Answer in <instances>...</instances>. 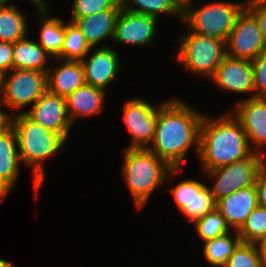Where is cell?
Returning a JSON list of instances; mask_svg holds the SVG:
<instances>
[{
  "mask_svg": "<svg viewBox=\"0 0 266 267\" xmlns=\"http://www.w3.org/2000/svg\"><path fill=\"white\" fill-rule=\"evenodd\" d=\"M203 116L177 97L161 103L157 108L155 136L148 149L170 168H180L193 145L199 155Z\"/></svg>",
  "mask_w": 266,
  "mask_h": 267,
  "instance_id": "obj_1",
  "label": "cell"
},
{
  "mask_svg": "<svg viewBox=\"0 0 266 267\" xmlns=\"http://www.w3.org/2000/svg\"><path fill=\"white\" fill-rule=\"evenodd\" d=\"M204 115L200 125L199 160L205 171L230 165L252 153L240 121L229 111L216 119Z\"/></svg>",
  "mask_w": 266,
  "mask_h": 267,
  "instance_id": "obj_2",
  "label": "cell"
},
{
  "mask_svg": "<svg viewBox=\"0 0 266 267\" xmlns=\"http://www.w3.org/2000/svg\"><path fill=\"white\" fill-rule=\"evenodd\" d=\"M10 124L17 137L20 161L33 170V187L36 195L45 179L43 160L53 157L67 141L60 134L34 122L21 111L11 116Z\"/></svg>",
  "mask_w": 266,
  "mask_h": 267,
  "instance_id": "obj_3",
  "label": "cell"
},
{
  "mask_svg": "<svg viewBox=\"0 0 266 267\" xmlns=\"http://www.w3.org/2000/svg\"><path fill=\"white\" fill-rule=\"evenodd\" d=\"M181 168H170L148 148H125L122 176L133 197L136 208H142L153 192L167 179L180 173ZM166 178V179H165Z\"/></svg>",
  "mask_w": 266,
  "mask_h": 267,
  "instance_id": "obj_4",
  "label": "cell"
},
{
  "mask_svg": "<svg viewBox=\"0 0 266 267\" xmlns=\"http://www.w3.org/2000/svg\"><path fill=\"white\" fill-rule=\"evenodd\" d=\"M190 0L182 8V22L193 33L211 36L227 40L236 20L246 8L247 2L236 3L234 1H214L193 7ZM193 9H192V8Z\"/></svg>",
  "mask_w": 266,
  "mask_h": 267,
  "instance_id": "obj_5",
  "label": "cell"
},
{
  "mask_svg": "<svg viewBox=\"0 0 266 267\" xmlns=\"http://www.w3.org/2000/svg\"><path fill=\"white\" fill-rule=\"evenodd\" d=\"M177 62L196 74L213 77L226 55V41L220 38L189 32L180 39Z\"/></svg>",
  "mask_w": 266,
  "mask_h": 267,
  "instance_id": "obj_6",
  "label": "cell"
},
{
  "mask_svg": "<svg viewBox=\"0 0 266 267\" xmlns=\"http://www.w3.org/2000/svg\"><path fill=\"white\" fill-rule=\"evenodd\" d=\"M265 167V155L253 152L248 158L204 173L213 178L212 183L215 181L210 190L214 199L218 200L239 189L254 186Z\"/></svg>",
  "mask_w": 266,
  "mask_h": 267,
  "instance_id": "obj_7",
  "label": "cell"
},
{
  "mask_svg": "<svg viewBox=\"0 0 266 267\" xmlns=\"http://www.w3.org/2000/svg\"><path fill=\"white\" fill-rule=\"evenodd\" d=\"M47 90L46 72L12 69L5 75L4 93L0 103L3 107L5 105L16 110L26 108L29 104L33 105Z\"/></svg>",
  "mask_w": 266,
  "mask_h": 267,
  "instance_id": "obj_8",
  "label": "cell"
},
{
  "mask_svg": "<svg viewBox=\"0 0 266 267\" xmlns=\"http://www.w3.org/2000/svg\"><path fill=\"white\" fill-rule=\"evenodd\" d=\"M266 52L259 23L255 16L245 8L238 16L235 26L226 40V55L231 58L252 61Z\"/></svg>",
  "mask_w": 266,
  "mask_h": 267,
  "instance_id": "obj_9",
  "label": "cell"
},
{
  "mask_svg": "<svg viewBox=\"0 0 266 267\" xmlns=\"http://www.w3.org/2000/svg\"><path fill=\"white\" fill-rule=\"evenodd\" d=\"M157 108L140 97L125 102L123 122L132 140L127 148H149L155 136Z\"/></svg>",
  "mask_w": 266,
  "mask_h": 267,
  "instance_id": "obj_10",
  "label": "cell"
},
{
  "mask_svg": "<svg viewBox=\"0 0 266 267\" xmlns=\"http://www.w3.org/2000/svg\"><path fill=\"white\" fill-rule=\"evenodd\" d=\"M164 190L173 194L179 211L191 224L216 208V200L211 193L210 186L198 180L186 179L174 188L165 187Z\"/></svg>",
  "mask_w": 266,
  "mask_h": 267,
  "instance_id": "obj_11",
  "label": "cell"
},
{
  "mask_svg": "<svg viewBox=\"0 0 266 267\" xmlns=\"http://www.w3.org/2000/svg\"><path fill=\"white\" fill-rule=\"evenodd\" d=\"M24 113L34 122L68 140L73 124L68 116L65 97L47 90L32 105L30 111Z\"/></svg>",
  "mask_w": 266,
  "mask_h": 267,
  "instance_id": "obj_12",
  "label": "cell"
},
{
  "mask_svg": "<svg viewBox=\"0 0 266 267\" xmlns=\"http://www.w3.org/2000/svg\"><path fill=\"white\" fill-rule=\"evenodd\" d=\"M158 20L122 7L115 25L112 42L125 45L147 46L153 44Z\"/></svg>",
  "mask_w": 266,
  "mask_h": 267,
  "instance_id": "obj_13",
  "label": "cell"
},
{
  "mask_svg": "<svg viewBox=\"0 0 266 267\" xmlns=\"http://www.w3.org/2000/svg\"><path fill=\"white\" fill-rule=\"evenodd\" d=\"M235 108L232 114L242 124L252 151L266 155L263 152L266 145V98H246Z\"/></svg>",
  "mask_w": 266,
  "mask_h": 267,
  "instance_id": "obj_14",
  "label": "cell"
},
{
  "mask_svg": "<svg viewBox=\"0 0 266 267\" xmlns=\"http://www.w3.org/2000/svg\"><path fill=\"white\" fill-rule=\"evenodd\" d=\"M221 90L233 93H250L254 98V73L251 61L226 56L210 79Z\"/></svg>",
  "mask_w": 266,
  "mask_h": 267,
  "instance_id": "obj_15",
  "label": "cell"
},
{
  "mask_svg": "<svg viewBox=\"0 0 266 267\" xmlns=\"http://www.w3.org/2000/svg\"><path fill=\"white\" fill-rule=\"evenodd\" d=\"M85 83L101 89H106L118 75L121 67L120 56L112 47L103 46L90 53L89 59L81 60Z\"/></svg>",
  "mask_w": 266,
  "mask_h": 267,
  "instance_id": "obj_16",
  "label": "cell"
},
{
  "mask_svg": "<svg viewBox=\"0 0 266 267\" xmlns=\"http://www.w3.org/2000/svg\"><path fill=\"white\" fill-rule=\"evenodd\" d=\"M257 206L258 198L255 185L239 189L216 200V209L225 218L232 231H238Z\"/></svg>",
  "mask_w": 266,
  "mask_h": 267,
  "instance_id": "obj_17",
  "label": "cell"
},
{
  "mask_svg": "<svg viewBox=\"0 0 266 267\" xmlns=\"http://www.w3.org/2000/svg\"><path fill=\"white\" fill-rule=\"evenodd\" d=\"M17 137L10 124L0 132V201L3 202L15 186L20 173Z\"/></svg>",
  "mask_w": 266,
  "mask_h": 267,
  "instance_id": "obj_18",
  "label": "cell"
},
{
  "mask_svg": "<svg viewBox=\"0 0 266 267\" xmlns=\"http://www.w3.org/2000/svg\"><path fill=\"white\" fill-rule=\"evenodd\" d=\"M56 69L50 67L47 72L48 90L62 97H67L76 89L84 86L85 76L81 61L58 58Z\"/></svg>",
  "mask_w": 266,
  "mask_h": 267,
  "instance_id": "obj_19",
  "label": "cell"
},
{
  "mask_svg": "<svg viewBox=\"0 0 266 267\" xmlns=\"http://www.w3.org/2000/svg\"><path fill=\"white\" fill-rule=\"evenodd\" d=\"M106 90L85 84L76 89L66 99L69 119L72 124L79 117L95 116L102 112Z\"/></svg>",
  "mask_w": 266,
  "mask_h": 267,
  "instance_id": "obj_20",
  "label": "cell"
},
{
  "mask_svg": "<svg viewBox=\"0 0 266 267\" xmlns=\"http://www.w3.org/2000/svg\"><path fill=\"white\" fill-rule=\"evenodd\" d=\"M121 9H108L88 17L77 18L74 22L93 49L102 41L113 39L117 17Z\"/></svg>",
  "mask_w": 266,
  "mask_h": 267,
  "instance_id": "obj_21",
  "label": "cell"
},
{
  "mask_svg": "<svg viewBox=\"0 0 266 267\" xmlns=\"http://www.w3.org/2000/svg\"><path fill=\"white\" fill-rule=\"evenodd\" d=\"M48 6L38 8V21L42 25L40 30V40L37 42L52 59H62V45L65 41V21L50 14ZM52 16V17H51Z\"/></svg>",
  "mask_w": 266,
  "mask_h": 267,
  "instance_id": "obj_22",
  "label": "cell"
},
{
  "mask_svg": "<svg viewBox=\"0 0 266 267\" xmlns=\"http://www.w3.org/2000/svg\"><path fill=\"white\" fill-rule=\"evenodd\" d=\"M13 69L37 70L48 72L46 63L50 55L37 43L27 37L13 44Z\"/></svg>",
  "mask_w": 266,
  "mask_h": 267,
  "instance_id": "obj_23",
  "label": "cell"
},
{
  "mask_svg": "<svg viewBox=\"0 0 266 267\" xmlns=\"http://www.w3.org/2000/svg\"><path fill=\"white\" fill-rule=\"evenodd\" d=\"M9 1H0V41L15 43L27 37V18Z\"/></svg>",
  "mask_w": 266,
  "mask_h": 267,
  "instance_id": "obj_24",
  "label": "cell"
},
{
  "mask_svg": "<svg viewBox=\"0 0 266 267\" xmlns=\"http://www.w3.org/2000/svg\"><path fill=\"white\" fill-rule=\"evenodd\" d=\"M240 242L239 234L234 230L233 233L229 232L205 241L203 245L205 260L214 267H223Z\"/></svg>",
  "mask_w": 266,
  "mask_h": 267,
  "instance_id": "obj_25",
  "label": "cell"
},
{
  "mask_svg": "<svg viewBox=\"0 0 266 267\" xmlns=\"http://www.w3.org/2000/svg\"><path fill=\"white\" fill-rule=\"evenodd\" d=\"M124 9L148 15L158 20L159 15H178L182 18V7L175 0H121ZM134 5V6H133Z\"/></svg>",
  "mask_w": 266,
  "mask_h": 267,
  "instance_id": "obj_26",
  "label": "cell"
},
{
  "mask_svg": "<svg viewBox=\"0 0 266 267\" xmlns=\"http://www.w3.org/2000/svg\"><path fill=\"white\" fill-rule=\"evenodd\" d=\"M91 47L86 42L85 36L80 28L73 21L68 25L65 24V41L62 45V59L79 60L89 56Z\"/></svg>",
  "mask_w": 266,
  "mask_h": 267,
  "instance_id": "obj_27",
  "label": "cell"
},
{
  "mask_svg": "<svg viewBox=\"0 0 266 267\" xmlns=\"http://www.w3.org/2000/svg\"><path fill=\"white\" fill-rule=\"evenodd\" d=\"M196 232L204 242L232 232L225 218L215 208L195 223Z\"/></svg>",
  "mask_w": 266,
  "mask_h": 267,
  "instance_id": "obj_28",
  "label": "cell"
},
{
  "mask_svg": "<svg viewBox=\"0 0 266 267\" xmlns=\"http://www.w3.org/2000/svg\"><path fill=\"white\" fill-rule=\"evenodd\" d=\"M241 242H259L266 234V208L257 206L248 216L243 226L237 231Z\"/></svg>",
  "mask_w": 266,
  "mask_h": 267,
  "instance_id": "obj_29",
  "label": "cell"
},
{
  "mask_svg": "<svg viewBox=\"0 0 266 267\" xmlns=\"http://www.w3.org/2000/svg\"><path fill=\"white\" fill-rule=\"evenodd\" d=\"M223 267H266L257 244L240 242Z\"/></svg>",
  "mask_w": 266,
  "mask_h": 267,
  "instance_id": "obj_30",
  "label": "cell"
},
{
  "mask_svg": "<svg viewBox=\"0 0 266 267\" xmlns=\"http://www.w3.org/2000/svg\"><path fill=\"white\" fill-rule=\"evenodd\" d=\"M121 0H73L70 21L88 17L108 9H122Z\"/></svg>",
  "mask_w": 266,
  "mask_h": 267,
  "instance_id": "obj_31",
  "label": "cell"
},
{
  "mask_svg": "<svg viewBox=\"0 0 266 267\" xmlns=\"http://www.w3.org/2000/svg\"><path fill=\"white\" fill-rule=\"evenodd\" d=\"M254 73V98H266V52L251 61Z\"/></svg>",
  "mask_w": 266,
  "mask_h": 267,
  "instance_id": "obj_32",
  "label": "cell"
},
{
  "mask_svg": "<svg viewBox=\"0 0 266 267\" xmlns=\"http://www.w3.org/2000/svg\"><path fill=\"white\" fill-rule=\"evenodd\" d=\"M246 8L257 19L264 41L266 42V0L263 1L247 0Z\"/></svg>",
  "mask_w": 266,
  "mask_h": 267,
  "instance_id": "obj_33",
  "label": "cell"
},
{
  "mask_svg": "<svg viewBox=\"0 0 266 267\" xmlns=\"http://www.w3.org/2000/svg\"><path fill=\"white\" fill-rule=\"evenodd\" d=\"M13 43L0 41V70L5 73L13 69Z\"/></svg>",
  "mask_w": 266,
  "mask_h": 267,
  "instance_id": "obj_34",
  "label": "cell"
},
{
  "mask_svg": "<svg viewBox=\"0 0 266 267\" xmlns=\"http://www.w3.org/2000/svg\"><path fill=\"white\" fill-rule=\"evenodd\" d=\"M255 187L257 191L258 206L266 208V167L258 175Z\"/></svg>",
  "mask_w": 266,
  "mask_h": 267,
  "instance_id": "obj_35",
  "label": "cell"
},
{
  "mask_svg": "<svg viewBox=\"0 0 266 267\" xmlns=\"http://www.w3.org/2000/svg\"><path fill=\"white\" fill-rule=\"evenodd\" d=\"M0 108H2V104L0 103ZM12 114H8L0 109V132H2L5 128L10 125V119Z\"/></svg>",
  "mask_w": 266,
  "mask_h": 267,
  "instance_id": "obj_36",
  "label": "cell"
},
{
  "mask_svg": "<svg viewBox=\"0 0 266 267\" xmlns=\"http://www.w3.org/2000/svg\"><path fill=\"white\" fill-rule=\"evenodd\" d=\"M257 244V247H258V250L259 252L261 253L265 263H266V234L265 236L259 241L256 243Z\"/></svg>",
  "mask_w": 266,
  "mask_h": 267,
  "instance_id": "obj_37",
  "label": "cell"
},
{
  "mask_svg": "<svg viewBox=\"0 0 266 267\" xmlns=\"http://www.w3.org/2000/svg\"><path fill=\"white\" fill-rule=\"evenodd\" d=\"M0 1H11V0H0ZM31 4H34V6H36V9L38 8H42V7H46L48 6V2L47 0H29Z\"/></svg>",
  "mask_w": 266,
  "mask_h": 267,
  "instance_id": "obj_38",
  "label": "cell"
},
{
  "mask_svg": "<svg viewBox=\"0 0 266 267\" xmlns=\"http://www.w3.org/2000/svg\"><path fill=\"white\" fill-rule=\"evenodd\" d=\"M5 75L6 73L0 70V100L4 93Z\"/></svg>",
  "mask_w": 266,
  "mask_h": 267,
  "instance_id": "obj_39",
  "label": "cell"
},
{
  "mask_svg": "<svg viewBox=\"0 0 266 267\" xmlns=\"http://www.w3.org/2000/svg\"><path fill=\"white\" fill-rule=\"evenodd\" d=\"M0 267H14V264L10 263V261H6L0 258Z\"/></svg>",
  "mask_w": 266,
  "mask_h": 267,
  "instance_id": "obj_40",
  "label": "cell"
},
{
  "mask_svg": "<svg viewBox=\"0 0 266 267\" xmlns=\"http://www.w3.org/2000/svg\"><path fill=\"white\" fill-rule=\"evenodd\" d=\"M182 8L190 1V0H175Z\"/></svg>",
  "mask_w": 266,
  "mask_h": 267,
  "instance_id": "obj_41",
  "label": "cell"
}]
</instances>
